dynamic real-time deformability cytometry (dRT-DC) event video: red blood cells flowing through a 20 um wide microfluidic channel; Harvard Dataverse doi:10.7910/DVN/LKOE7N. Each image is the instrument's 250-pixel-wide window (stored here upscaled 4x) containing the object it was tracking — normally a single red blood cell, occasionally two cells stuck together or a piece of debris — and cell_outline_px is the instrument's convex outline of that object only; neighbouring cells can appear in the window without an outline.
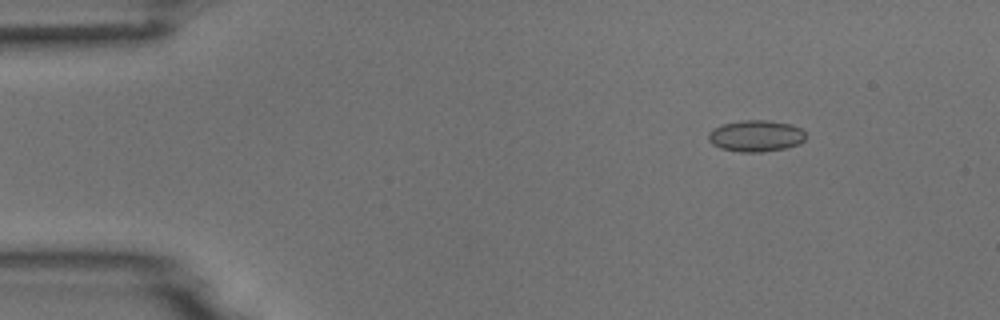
{"species": "common noctule bat (a hibernating species)", "species_latin": "Nyctalus noctula", "temperature_condition": "room temperature", "stored_images_in_passage": 4, "camera_frame_rate_fps": 3000, "um_per_image_px": 0.085, "animal": {"sex": "male", "body_mass_g": 18.8}, "frame": {"image": 1, "passage_image": 2, "time_ms": 0.333, "image_size_px": [1000, 320], "cell_outline_px": [[808, 136], [800, 144], [784, 148], [764, 152], [740, 152], [720, 148], [712, 144], [708, 140], [708, 132], [712, 128], [724, 124], [744, 120], [768, 120], [792, 124], [800, 128]], "centroid_in_image_um": [64.26, 11.55], "position_along_channel_um": 20.7, "area_um2": 18.03}}